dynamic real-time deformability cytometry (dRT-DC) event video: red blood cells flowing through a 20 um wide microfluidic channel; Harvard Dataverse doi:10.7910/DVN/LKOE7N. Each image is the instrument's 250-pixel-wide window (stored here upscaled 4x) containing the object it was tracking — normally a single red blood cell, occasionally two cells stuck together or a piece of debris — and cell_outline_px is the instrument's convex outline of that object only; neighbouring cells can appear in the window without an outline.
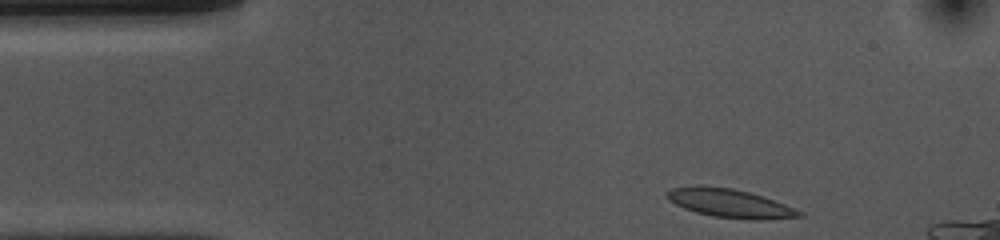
{"species": "common noctule bat (a hibernating species)", "species_latin": "Nyctalus noctula", "temperature_condition": "cold", "stored_images_in_passage": 36, "camera_frame_rate_fps": 3000, "um_per_image_px": 0.085, "animal": {"sex": "female", "body_mass_g": 10.0, "forearm_length_mm": 53.1}, "frame": {"image": 1, "passage_image": 1, "time_ms": 0.0, "image_size_px": [1000, 240], "cell_outline_px": [[804, 216], [764, 220], [752, 220], [712, 216], [696, 212], [684, 208], [668, 200], [668, 192], [672, 188], [732, 188], [764, 196], [804, 212]], "centroid_in_image_um": [62.16, 17.33], "position_along_channel_um": 22.8, "area_um2": 21.27}}
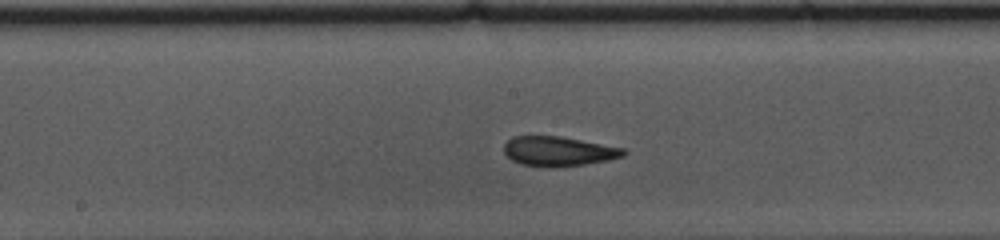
{"frame": {"image": 2, "passage_image": 20, "time_ms": 6.333, "image_size_px": [1000, 240], "cell_outline_px": [[628, 152], [624, 156], [608, 160], [584, 164], [552, 168], [520, 164], [512, 160], [504, 152], [504, 144], [512, 136], [560, 136], [624, 148]], "centroid_in_image_um": [47.47, 12.86], "position_along_channel_um": 200.7, "area_um2": 20.69}}
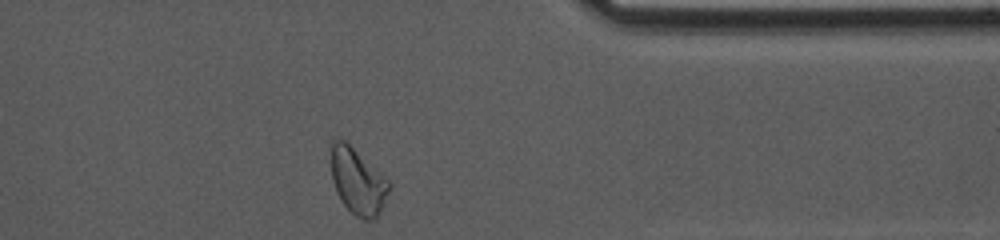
{"frame": {"image": 3, "passage_image": 36, "time_ms": 11.667, "image_size_px": [1000, 240], "cell_outline_px": [[392, 184], [376, 220], [364, 220], [356, 216], [344, 204], [332, 180], [332, 140], [340, 136], [388, 180]], "centroid_in_image_um": [30.42, 15.42], "position_along_channel_um": 381.0, "area_um2": 21.85}, "authors_computed_cell_mechanics": {"area_um2": 20.9525, "velocity_mm_per_s": 3.6739, "shape_relaxation_time_tau1_ms": null, "shape_relaxation_time_tau2_ms": 2.0457, "deformation_change_tau1": null, "deformation_change_tau2": 0.0446}}